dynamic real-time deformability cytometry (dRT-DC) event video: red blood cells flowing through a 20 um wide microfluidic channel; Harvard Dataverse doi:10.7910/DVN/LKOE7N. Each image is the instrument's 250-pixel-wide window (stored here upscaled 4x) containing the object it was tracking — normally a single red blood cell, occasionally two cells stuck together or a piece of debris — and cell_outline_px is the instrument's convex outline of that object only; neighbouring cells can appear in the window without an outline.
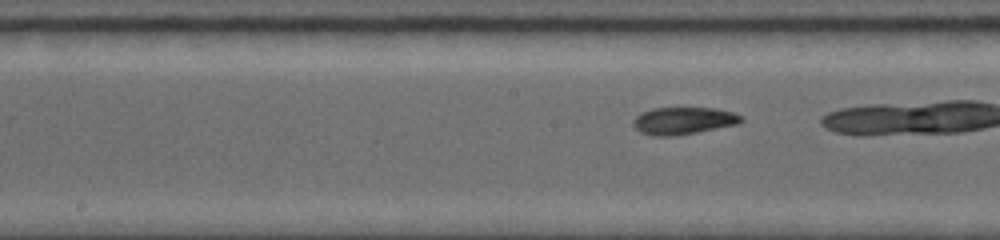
{"species": "common noctule bat (a hibernating species)", "species_latin": "Nyctalus noctula", "temperature_condition": "room temperature", "stored_images_in_passage": 19, "camera_frame_rate_fps": 5000, "um_per_image_px": 0.085, "animal": {"sex": "female", "body_mass_g": 19.0, "forearm_length_mm": 56.7}, "frame": {"image": 1, "passage_image": 17, "time_ms": 3.0, "image_size_px": [1000, 240], "cell_outline_px": [[744, 120], [736, 124], [696, 132], [668, 136], [664, 136], [644, 132], [636, 128], [632, 120], [636, 116], [644, 112], [656, 108], [712, 108], [732, 112], [740, 116]], "centroid_in_image_um": [58.11, 10.24], "position_along_channel_um": 190.1, "area_um2": 16.42}}